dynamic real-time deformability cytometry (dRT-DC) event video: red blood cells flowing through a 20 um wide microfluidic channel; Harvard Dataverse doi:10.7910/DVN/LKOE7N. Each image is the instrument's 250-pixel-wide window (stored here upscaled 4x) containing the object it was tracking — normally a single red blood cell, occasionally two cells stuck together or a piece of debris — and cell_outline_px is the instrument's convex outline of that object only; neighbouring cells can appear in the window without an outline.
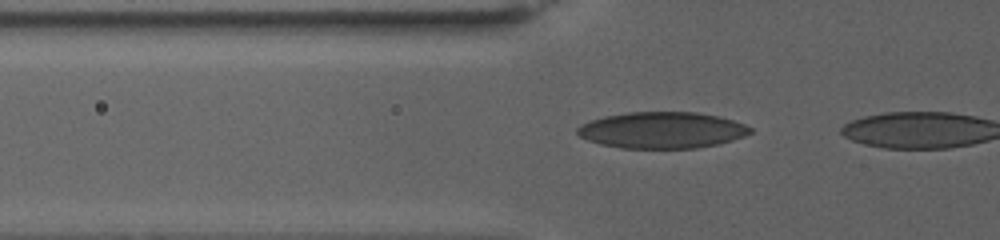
{"species": "human", "species_latin": "Homo sapiens", "temperature_condition": "warm", "stored_images_in_passage": 6, "camera_frame_rate_fps": 3000, "um_per_image_px": 0.085, "donor": {"sex": "female"}, "frame": {"image": 1, "passage_image": 3, "time_ms": 0.667, "image_size_px": [1000, 240], "cell_outline_px": [[752, 132], [744, 136], [732, 140], [716, 144], [696, 148], [620, 148], [600, 144], [588, 140], [580, 136], [576, 132], [576, 128], [580, 124], [604, 116], [628, 112], [696, 112], [716, 116], [732, 120], [744, 124], [752, 128]], "centroid_in_image_um": [56.24, 11.06], "position_along_channel_um": 69.6, "area_um2": 36.53}}